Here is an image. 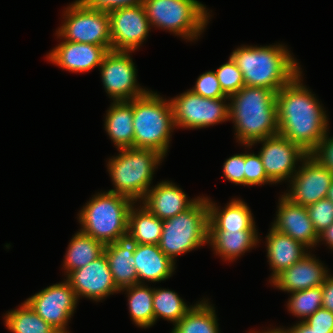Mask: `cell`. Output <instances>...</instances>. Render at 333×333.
<instances>
[{"mask_svg":"<svg viewBox=\"0 0 333 333\" xmlns=\"http://www.w3.org/2000/svg\"><path fill=\"white\" fill-rule=\"evenodd\" d=\"M300 76L301 72L276 94L278 134L311 154L328 133V119Z\"/></svg>","mask_w":333,"mask_h":333,"instance_id":"6da1fadb","label":"cell"},{"mask_svg":"<svg viewBox=\"0 0 333 333\" xmlns=\"http://www.w3.org/2000/svg\"><path fill=\"white\" fill-rule=\"evenodd\" d=\"M277 92L268 88L243 86L229 97V118L243 145L278 134Z\"/></svg>","mask_w":333,"mask_h":333,"instance_id":"7a4b0ae2","label":"cell"},{"mask_svg":"<svg viewBox=\"0 0 333 333\" xmlns=\"http://www.w3.org/2000/svg\"><path fill=\"white\" fill-rule=\"evenodd\" d=\"M230 56L242 72L245 86L278 92L301 72L296 60L282 45L242 46Z\"/></svg>","mask_w":333,"mask_h":333,"instance_id":"3957f363","label":"cell"},{"mask_svg":"<svg viewBox=\"0 0 333 333\" xmlns=\"http://www.w3.org/2000/svg\"><path fill=\"white\" fill-rule=\"evenodd\" d=\"M135 202L121 194L98 193L79 213L82 233L104 245L127 238L128 214Z\"/></svg>","mask_w":333,"mask_h":333,"instance_id":"277c9868","label":"cell"},{"mask_svg":"<svg viewBox=\"0 0 333 333\" xmlns=\"http://www.w3.org/2000/svg\"><path fill=\"white\" fill-rule=\"evenodd\" d=\"M173 127L171 101L152 91L133 99L134 148L154 149L165 156Z\"/></svg>","mask_w":333,"mask_h":333,"instance_id":"5b68a950","label":"cell"},{"mask_svg":"<svg viewBox=\"0 0 333 333\" xmlns=\"http://www.w3.org/2000/svg\"><path fill=\"white\" fill-rule=\"evenodd\" d=\"M109 160L108 171L115 185L109 192L129 197L133 201L143 199L150 187L154 169L164 158L154 149L124 148Z\"/></svg>","mask_w":333,"mask_h":333,"instance_id":"8992f818","label":"cell"},{"mask_svg":"<svg viewBox=\"0 0 333 333\" xmlns=\"http://www.w3.org/2000/svg\"><path fill=\"white\" fill-rule=\"evenodd\" d=\"M208 206L205 197L187 210L163 220L158 246L173 262L178 255L194 250L208 242Z\"/></svg>","mask_w":333,"mask_h":333,"instance_id":"52a82bcc","label":"cell"},{"mask_svg":"<svg viewBox=\"0 0 333 333\" xmlns=\"http://www.w3.org/2000/svg\"><path fill=\"white\" fill-rule=\"evenodd\" d=\"M142 5L150 26L188 40L197 39L209 20L206 7L197 0H144Z\"/></svg>","mask_w":333,"mask_h":333,"instance_id":"ba28073f","label":"cell"},{"mask_svg":"<svg viewBox=\"0 0 333 333\" xmlns=\"http://www.w3.org/2000/svg\"><path fill=\"white\" fill-rule=\"evenodd\" d=\"M64 17L65 22L56 32L59 37L112 50L107 12L91 9L83 0H76L68 6Z\"/></svg>","mask_w":333,"mask_h":333,"instance_id":"9c48e42d","label":"cell"},{"mask_svg":"<svg viewBox=\"0 0 333 333\" xmlns=\"http://www.w3.org/2000/svg\"><path fill=\"white\" fill-rule=\"evenodd\" d=\"M225 99L204 98L191 90L171 99L175 127L198 129L231 120Z\"/></svg>","mask_w":333,"mask_h":333,"instance_id":"30bf717a","label":"cell"},{"mask_svg":"<svg viewBox=\"0 0 333 333\" xmlns=\"http://www.w3.org/2000/svg\"><path fill=\"white\" fill-rule=\"evenodd\" d=\"M106 93L114 101H130L143 96L147 90L137 85V72L130 52L109 51L100 65Z\"/></svg>","mask_w":333,"mask_h":333,"instance_id":"8fae6325","label":"cell"},{"mask_svg":"<svg viewBox=\"0 0 333 333\" xmlns=\"http://www.w3.org/2000/svg\"><path fill=\"white\" fill-rule=\"evenodd\" d=\"M302 162L291 178L290 192L284 196L294 204L308 207L326 198L333 173L312 154H307Z\"/></svg>","mask_w":333,"mask_h":333,"instance_id":"7c38bea8","label":"cell"},{"mask_svg":"<svg viewBox=\"0 0 333 333\" xmlns=\"http://www.w3.org/2000/svg\"><path fill=\"white\" fill-rule=\"evenodd\" d=\"M25 301L60 333H69L66 325L74 313L78 299L67 280L49 286Z\"/></svg>","mask_w":333,"mask_h":333,"instance_id":"4fadbf2b","label":"cell"},{"mask_svg":"<svg viewBox=\"0 0 333 333\" xmlns=\"http://www.w3.org/2000/svg\"><path fill=\"white\" fill-rule=\"evenodd\" d=\"M113 51L131 52L146 40L150 23L142 4L108 12Z\"/></svg>","mask_w":333,"mask_h":333,"instance_id":"5bb4252c","label":"cell"},{"mask_svg":"<svg viewBox=\"0 0 333 333\" xmlns=\"http://www.w3.org/2000/svg\"><path fill=\"white\" fill-rule=\"evenodd\" d=\"M257 142L263 143V147L258 154L261 157L267 177L273 183H278L287 178L291 179V177L297 172V170H295V164L299 160L302 161L307 155L299 145L279 134L258 140L251 145L245 146L250 147Z\"/></svg>","mask_w":333,"mask_h":333,"instance_id":"9a60e30c","label":"cell"},{"mask_svg":"<svg viewBox=\"0 0 333 333\" xmlns=\"http://www.w3.org/2000/svg\"><path fill=\"white\" fill-rule=\"evenodd\" d=\"M67 281L74 290L77 299L84 296L100 301L104 297L120 291L113 281L104 253L85 267L71 271L67 275Z\"/></svg>","mask_w":333,"mask_h":333,"instance_id":"2e32d148","label":"cell"},{"mask_svg":"<svg viewBox=\"0 0 333 333\" xmlns=\"http://www.w3.org/2000/svg\"><path fill=\"white\" fill-rule=\"evenodd\" d=\"M277 213L272 225L275 230L291 236L307 248L317 245L319 235L313 227L305 206L294 204L282 195Z\"/></svg>","mask_w":333,"mask_h":333,"instance_id":"e0dca14e","label":"cell"},{"mask_svg":"<svg viewBox=\"0 0 333 333\" xmlns=\"http://www.w3.org/2000/svg\"><path fill=\"white\" fill-rule=\"evenodd\" d=\"M109 51L104 46L63 41L47 55L52 63L72 72H85L100 67Z\"/></svg>","mask_w":333,"mask_h":333,"instance_id":"ac0fdd59","label":"cell"},{"mask_svg":"<svg viewBox=\"0 0 333 333\" xmlns=\"http://www.w3.org/2000/svg\"><path fill=\"white\" fill-rule=\"evenodd\" d=\"M327 272L318 259L307 253L297 263L277 274L271 283L280 290L293 293L321 286L329 275Z\"/></svg>","mask_w":333,"mask_h":333,"instance_id":"d6986e66","label":"cell"},{"mask_svg":"<svg viewBox=\"0 0 333 333\" xmlns=\"http://www.w3.org/2000/svg\"><path fill=\"white\" fill-rule=\"evenodd\" d=\"M187 198L181 188L170 181H162L147 191L142 204L153 215L166 220L189 209L198 200Z\"/></svg>","mask_w":333,"mask_h":333,"instance_id":"ffe728a7","label":"cell"},{"mask_svg":"<svg viewBox=\"0 0 333 333\" xmlns=\"http://www.w3.org/2000/svg\"><path fill=\"white\" fill-rule=\"evenodd\" d=\"M134 259L138 284H142V280L151 282L166 280L171 277L175 269V262L155 244L135 243Z\"/></svg>","mask_w":333,"mask_h":333,"instance_id":"44dd1931","label":"cell"},{"mask_svg":"<svg viewBox=\"0 0 333 333\" xmlns=\"http://www.w3.org/2000/svg\"><path fill=\"white\" fill-rule=\"evenodd\" d=\"M135 243L128 238L105 245V254L112 278L119 290L137 285L138 277L134 267Z\"/></svg>","mask_w":333,"mask_h":333,"instance_id":"7402d4cb","label":"cell"},{"mask_svg":"<svg viewBox=\"0 0 333 333\" xmlns=\"http://www.w3.org/2000/svg\"><path fill=\"white\" fill-rule=\"evenodd\" d=\"M208 206V231L256 230L251 210L242 200L232 199L226 208L220 211L206 198Z\"/></svg>","mask_w":333,"mask_h":333,"instance_id":"603a6c76","label":"cell"},{"mask_svg":"<svg viewBox=\"0 0 333 333\" xmlns=\"http://www.w3.org/2000/svg\"><path fill=\"white\" fill-rule=\"evenodd\" d=\"M267 240V257L273 270L270 281L281 271L297 263L307 252L306 246L271 227Z\"/></svg>","mask_w":333,"mask_h":333,"instance_id":"cb8c5ba5","label":"cell"},{"mask_svg":"<svg viewBox=\"0 0 333 333\" xmlns=\"http://www.w3.org/2000/svg\"><path fill=\"white\" fill-rule=\"evenodd\" d=\"M105 129L117 149L134 148L133 99L114 101L107 110Z\"/></svg>","mask_w":333,"mask_h":333,"instance_id":"d4e9b609","label":"cell"},{"mask_svg":"<svg viewBox=\"0 0 333 333\" xmlns=\"http://www.w3.org/2000/svg\"><path fill=\"white\" fill-rule=\"evenodd\" d=\"M257 230L208 231V242L224 260L236 259L258 242Z\"/></svg>","mask_w":333,"mask_h":333,"instance_id":"484cf974","label":"cell"},{"mask_svg":"<svg viewBox=\"0 0 333 333\" xmlns=\"http://www.w3.org/2000/svg\"><path fill=\"white\" fill-rule=\"evenodd\" d=\"M139 210V211H138ZM163 231V220L153 215L146 207L134 209L128 214L127 238L137 244L158 245Z\"/></svg>","mask_w":333,"mask_h":333,"instance_id":"4316f807","label":"cell"},{"mask_svg":"<svg viewBox=\"0 0 333 333\" xmlns=\"http://www.w3.org/2000/svg\"><path fill=\"white\" fill-rule=\"evenodd\" d=\"M105 245L81 231L71 239L64 259L67 275L76 269L85 267L103 254Z\"/></svg>","mask_w":333,"mask_h":333,"instance_id":"83f0119b","label":"cell"},{"mask_svg":"<svg viewBox=\"0 0 333 333\" xmlns=\"http://www.w3.org/2000/svg\"><path fill=\"white\" fill-rule=\"evenodd\" d=\"M171 333H219L214 307L207 300L200 301L175 324Z\"/></svg>","mask_w":333,"mask_h":333,"instance_id":"f1b7e54d","label":"cell"},{"mask_svg":"<svg viewBox=\"0 0 333 333\" xmlns=\"http://www.w3.org/2000/svg\"><path fill=\"white\" fill-rule=\"evenodd\" d=\"M128 293V305L133 322L141 328L151 327L155 323L153 309L154 289L144 284L125 287L120 290Z\"/></svg>","mask_w":333,"mask_h":333,"instance_id":"f546056e","label":"cell"},{"mask_svg":"<svg viewBox=\"0 0 333 333\" xmlns=\"http://www.w3.org/2000/svg\"><path fill=\"white\" fill-rule=\"evenodd\" d=\"M5 316V325L12 333H60L45 322L26 301L19 309L9 311Z\"/></svg>","mask_w":333,"mask_h":333,"instance_id":"4dcf8cb0","label":"cell"},{"mask_svg":"<svg viewBox=\"0 0 333 333\" xmlns=\"http://www.w3.org/2000/svg\"><path fill=\"white\" fill-rule=\"evenodd\" d=\"M192 308L181 299L177 293L167 289H155L153 294V309L155 322L164 318L174 325Z\"/></svg>","mask_w":333,"mask_h":333,"instance_id":"1f68e13d","label":"cell"},{"mask_svg":"<svg viewBox=\"0 0 333 333\" xmlns=\"http://www.w3.org/2000/svg\"><path fill=\"white\" fill-rule=\"evenodd\" d=\"M288 302L289 311L305 321L315 311L322 308V286L291 293Z\"/></svg>","mask_w":333,"mask_h":333,"instance_id":"d6a6232c","label":"cell"},{"mask_svg":"<svg viewBox=\"0 0 333 333\" xmlns=\"http://www.w3.org/2000/svg\"><path fill=\"white\" fill-rule=\"evenodd\" d=\"M216 77L221 85L223 93L230 97L238 92L244 84L243 74L237 67L236 62L229 57L228 62L221 65L215 71Z\"/></svg>","mask_w":333,"mask_h":333,"instance_id":"836d02e7","label":"cell"},{"mask_svg":"<svg viewBox=\"0 0 333 333\" xmlns=\"http://www.w3.org/2000/svg\"><path fill=\"white\" fill-rule=\"evenodd\" d=\"M306 208L318 235L333 223V203L329 199H321Z\"/></svg>","mask_w":333,"mask_h":333,"instance_id":"e575fe53","label":"cell"},{"mask_svg":"<svg viewBox=\"0 0 333 333\" xmlns=\"http://www.w3.org/2000/svg\"><path fill=\"white\" fill-rule=\"evenodd\" d=\"M191 91L209 99L229 98L223 93L215 71H207L201 74Z\"/></svg>","mask_w":333,"mask_h":333,"instance_id":"d590c367","label":"cell"},{"mask_svg":"<svg viewBox=\"0 0 333 333\" xmlns=\"http://www.w3.org/2000/svg\"><path fill=\"white\" fill-rule=\"evenodd\" d=\"M273 183L266 174L260 155L245 154V185Z\"/></svg>","mask_w":333,"mask_h":333,"instance_id":"8d00e7d4","label":"cell"},{"mask_svg":"<svg viewBox=\"0 0 333 333\" xmlns=\"http://www.w3.org/2000/svg\"><path fill=\"white\" fill-rule=\"evenodd\" d=\"M223 173L229 181L245 185V154H236L228 158L224 162Z\"/></svg>","mask_w":333,"mask_h":333,"instance_id":"74e56055","label":"cell"},{"mask_svg":"<svg viewBox=\"0 0 333 333\" xmlns=\"http://www.w3.org/2000/svg\"><path fill=\"white\" fill-rule=\"evenodd\" d=\"M91 9L103 12L143 4L144 0H83Z\"/></svg>","mask_w":333,"mask_h":333,"instance_id":"f35d334b","label":"cell"},{"mask_svg":"<svg viewBox=\"0 0 333 333\" xmlns=\"http://www.w3.org/2000/svg\"><path fill=\"white\" fill-rule=\"evenodd\" d=\"M311 154L333 173V137L328 138L326 133L319 146Z\"/></svg>","mask_w":333,"mask_h":333,"instance_id":"ab89813d","label":"cell"},{"mask_svg":"<svg viewBox=\"0 0 333 333\" xmlns=\"http://www.w3.org/2000/svg\"><path fill=\"white\" fill-rule=\"evenodd\" d=\"M305 322L313 329L333 330V313L326 309H318Z\"/></svg>","mask_w":333,"mask_h":333,"instance_id":"60d3db41","label":"cell"},{"mask_svg":"<svg viewBox=\"0 0 333 333\" xmlns=\"http://www.w3.org/2000/svg\"><path fill=\"white\" fill-rule=\"evenodd\" d=\"M321 286L323 291L322 308L333 313V276L328 275Z\"/></svg>","mask_w":333,"mask_h":333,"instance_id":"b9f144b4","label":"cell"},{"mask_svg":"<svg viewBox=\"0 0 333 333\" xmlns=\"http://www.w3.org/2000/svg\"><path fill=\"white\" fill-rule=\"evenodd\" d=\"M287 333H333V330H320L311 328L305 321H300L290 329L286 330Z\"/></svg>","mask_w":333,"mask_h":333,"instance_id":"7bdbcfd3","label":"cell"},{"mask_svg":"<svg viewBox=\"0 0 333 333\" xmlns=\"http://www.w3.org/2000/svg\"><path fill=\"white\" fill-rule=\"evenodd\" d=\"M324 239V240H323ZM326 241L327 244L333 249V223L319 234L318 241Z\"/></svg>","mask_w":333,"mask_h":333,"instance_id":"ee69618b","label":"cell"},{"mask_svg":"<svg viewBox=\"0 0 333 333\" xmlns=\"http://www.w3.org/2000/svg\"><path fill=\"white\" fill-rule=\"evenodd\" d=\"M326 198L329 199L333 203V180H332L331 185L328 189V193H327Z\"/></svg>","mask_w":333,"mask_h":333,"instance_id":"f6af8a7d","label":"cell"},{"mask_svg":"<svg viewBox=\"0 0 333 333\" xmlns=\"http://www.w3.org/2000/svg\"><path fill=\"white\" fill-rule=\"evenodd\" d=\"M255 333V332H254ZM257 333V332H256ZM261 333V332H260ZM262 333H287L286 330L284 329H280V328H276V329H273V330H268L267 332H262Z\"/></svg>","mask_w":333,"mask_h":333,"instance_id":"bcb514c9","label":"cell"}]
</instances>
